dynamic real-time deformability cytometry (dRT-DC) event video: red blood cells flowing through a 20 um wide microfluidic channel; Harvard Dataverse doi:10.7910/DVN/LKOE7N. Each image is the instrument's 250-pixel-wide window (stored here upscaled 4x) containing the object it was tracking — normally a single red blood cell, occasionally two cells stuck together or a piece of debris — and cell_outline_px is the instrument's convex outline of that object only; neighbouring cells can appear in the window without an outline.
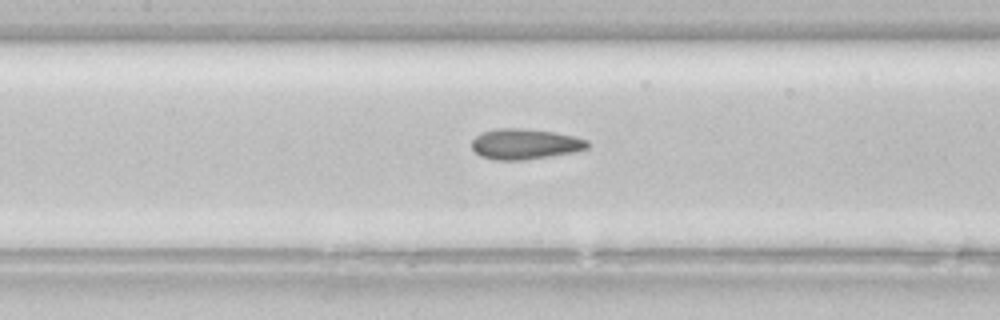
{"species": "common noctule bat (a hibernating species)", "species_latin": "Nyctalus noctula", "temperature_condition": "room temperature", "stored_images_in_passage": 43, "camera_frame_rate_fps": 3000, "um_per_image_px": 0.085, "animal": {"sex": "female", "body_mass_g": 22.7, "forearm_length_mm": 54.2}, "frame": {"image": 1, "passage_image": 25, "time_ms": 8.0, "image_size_px": [1000, 320], "cell_outline_px": [[588, 148], [576, 152], [520, 160], [496, 160], [480, 156], [472, 148], [472, 140], [476, 136], [484, 132], [496, 128], [520, 128], [552, 132], [572, 136], [588, 140]], "centroid_in_image_um": [44.61, 12.24], "position_along_channel_um": 162.8, "area_um2": 20.35}}